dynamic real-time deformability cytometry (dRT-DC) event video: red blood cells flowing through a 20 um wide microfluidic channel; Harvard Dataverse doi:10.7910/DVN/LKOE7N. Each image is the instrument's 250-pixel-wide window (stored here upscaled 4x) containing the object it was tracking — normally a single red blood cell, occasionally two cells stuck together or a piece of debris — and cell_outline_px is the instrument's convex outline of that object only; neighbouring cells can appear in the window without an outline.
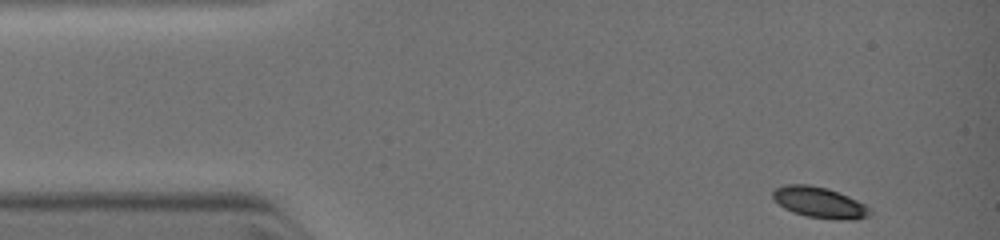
{"species": "common noctule bat (a hibernating species)", "species_latin": "Nyctalus noctula", "temperature_condition": "warm", "stored_images_in_passage": 5, "camera_frame_rate_fps": 3000, "um_per_image_px": 0.085, "animal": {"sex": "female", "body_mass_g": 19.0, "forearm_length_mm": 51.5}, "frame": {"image": 1, "passage_image": 1, "time_ms": 0.0, "image_size_px": [1000, 240], "cell_outline_px": [[872, 212], [868, 216], [856, 220], [836, 220], [804, 216], [792, 212], [784, 208], [772, 196], [772, 192], [776, 188], [784, 184], [808, 184], [828, 188], [840, 192], [864, 204]], "centroid_in_image_um": [69.66, 17.21], "position_along_channel_um": 15.3, "area_um2": 17.63}}
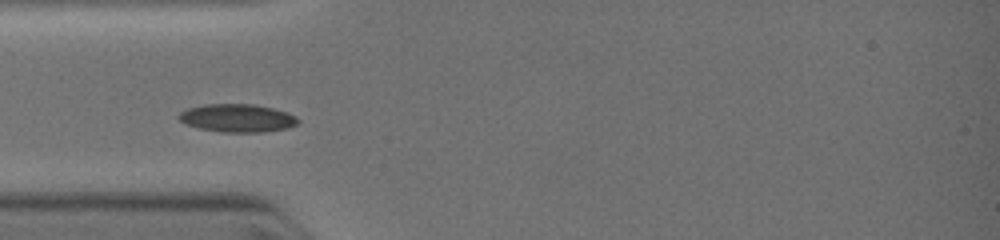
{"frame": {"image": 2, "passage_image": 4, "time_ms": 2.667, "image_size_px": [1000, 240], "cell_outline_px": [[300, 124], [288, 128], [264, 132], [220, 132], [200, 128], [184, 124], [176, 116], [180, 112], [188, 108], [204, 104], [252, 104], [272, 108], [296, 116], [300, 120]], "centroid_in_image_um": [20.17, 10.04], "position_along_channel_um": 64.8, "area_um2": 19.59}}